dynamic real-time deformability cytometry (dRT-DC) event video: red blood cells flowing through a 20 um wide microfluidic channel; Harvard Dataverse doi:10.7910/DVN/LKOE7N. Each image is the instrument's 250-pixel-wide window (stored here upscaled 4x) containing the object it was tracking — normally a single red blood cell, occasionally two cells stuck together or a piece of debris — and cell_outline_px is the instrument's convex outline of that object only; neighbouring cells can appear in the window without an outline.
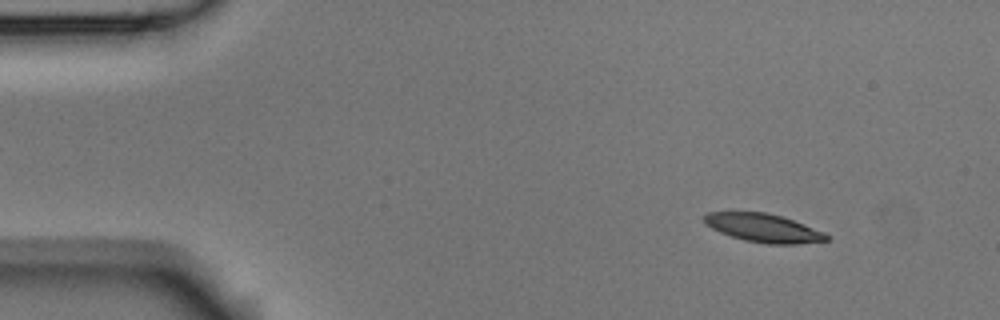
{"species": "Egyptian fruit bat (a non-hibernating species)", "species_latin": "Rousettus aegyptiacus", "temperature_condition": "room temperature", "stored_images_in_passage": 3, "camera_frame_rate_fps": 3000, "um_per_image_px": 0.085, "animal": {"sex": "male"}, "frame": {"image": 1, "passage_image": 1, "time_ms": 0.0, "image_size_px": [1000, 320], "cell_outline_px": [[832, 236], [828, 240], [796, 244], [764, 244], [744, 240], [720, 232], [704, 224], [704, 216], [708, 212], [768, 212], [792, 220], [824, 232]], "centroid_in_image_um": [64.89, 19.38], "position_along_channel_um": 20.1, "area_um2": 20.17}}
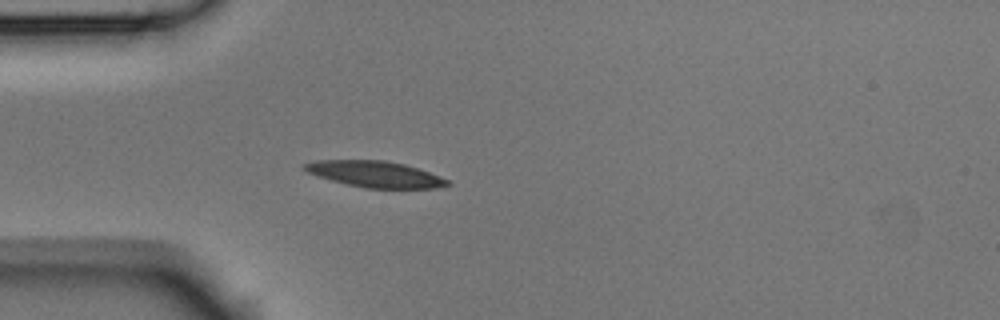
{"frame": {"image": 2, "passage_image": 3, "time_ms": 0.667, "image_size_px": [1000, 320], "cell_outline_px": [[452, 184], [436, 188], [364, 188], [332, 180], [308, 172], [300, 168], [300, 164], [316, 160], [384, 160], [404, 164], [440, 176], [448, 180]], "centroid_in_image_um": [31.85, 14.79], "position_along_channel_um": 53.1, "area_um2": 21.68}}